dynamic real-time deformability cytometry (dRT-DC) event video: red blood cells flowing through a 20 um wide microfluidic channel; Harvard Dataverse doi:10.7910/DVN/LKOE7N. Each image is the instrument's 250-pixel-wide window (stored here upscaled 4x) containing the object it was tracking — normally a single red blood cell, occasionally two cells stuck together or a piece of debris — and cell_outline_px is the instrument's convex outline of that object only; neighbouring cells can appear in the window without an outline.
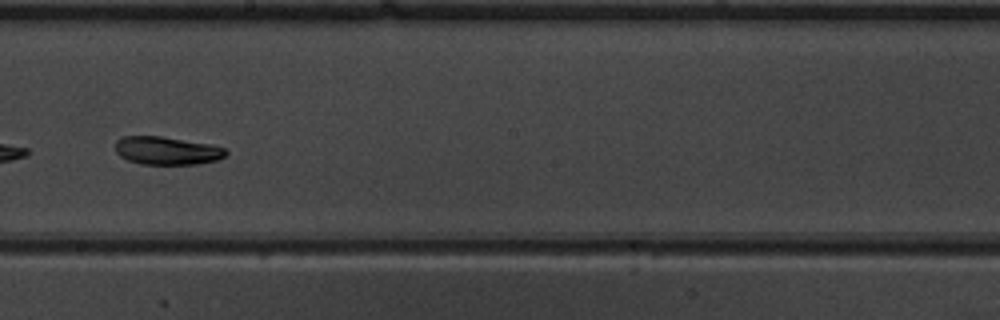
{"species": "common noctule bat (a hibernating species)", "species_latin": "Nyctalus noctula", "temperature_condition": "warm", "stored_images_in_passage": 52, "camera_frame_rate_fps": 3000, "um_per_image_px": 0.085, "animal": {"sex": "male", "body_mass_g": 19.5, "forearm_length_mm": 54.6}, "frame": {"image": 1, "passage_image": 31, "time_ms": 10.0, "image_size_px": [1000, 320], "cell_outline_px": [[228, 152], [224, 156], [216, 160], [200, 164], [140, 164], [128, 160], [120, 156], [116, 152], [116, 140], [124, 136], [160, 136], [212, 144], [224, 148]], "centroid_in_image_um": [14.19, 12.8], "position_along_channel_um": 234.0, "area_um2": 18.09}}
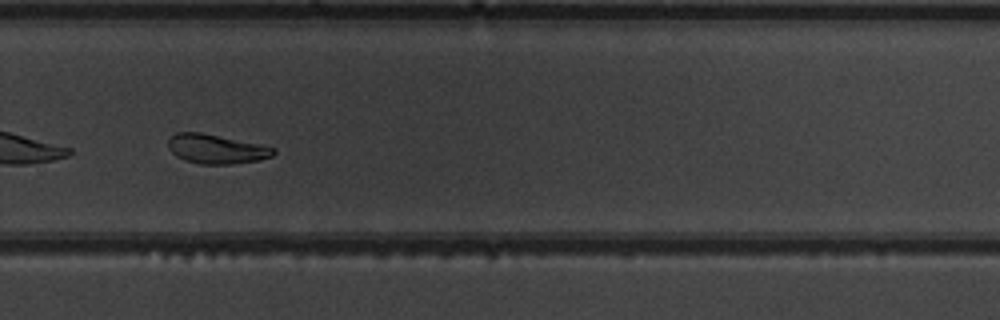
{"frame": {"image": 2, "passage_image": 37, "time_ms": 12.0, "image_size_px": [1000, 320], "cell_outline_px": [[276, 152], [272, 156], [260, 160], [232, 164], [200, 164], [184, 160], [176, 156], [168, 148], [168, 140], [176, 132], [200, 132], [260, 144], [276, 148]], "centroid_in_image_um": [18.39, 12.67], "position_along_channel_um": 311.4, "area_um2": 18.03}}
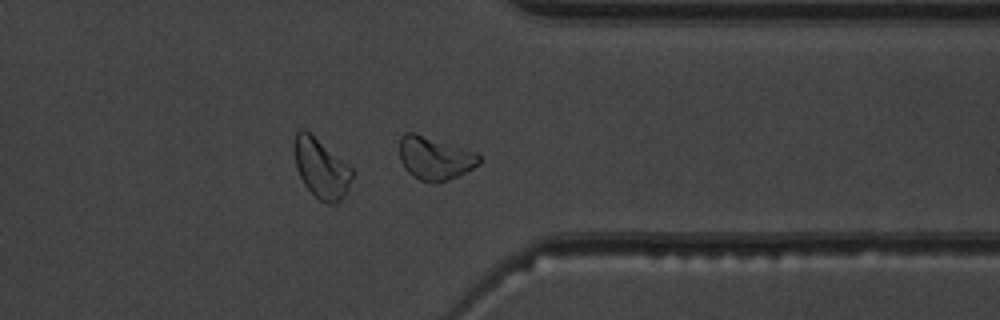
{"frame": {"image": 3, "passage_image": 42, "time_ms": 13.667, "image_size_px": [1000, 320], "cell_outline_px": [[480, 164], [448, 180], [436, 184], [432, 184], [420, 180], [412, 176], [404, 168], [400, 160], [400, 136], [404, 132], [412, 132], [476, 152], [480, 156]], "centroid_in_image_um": [36.93, 13.46], "position_along_channel_um": 374.5, "area_um2": 20.0}, "authors_computed_cell_mechanics": {"area_um2": 20.3167, "velocity_mm_per_s": 3.8721, "shape_relaxation_time_tau1_ms": 3.2834, "shape_relaxation_time_tau2_ms": 6.6259, "deformation_change_tau1": 0.1765, "deformation_change_tau2": 0.1403}}